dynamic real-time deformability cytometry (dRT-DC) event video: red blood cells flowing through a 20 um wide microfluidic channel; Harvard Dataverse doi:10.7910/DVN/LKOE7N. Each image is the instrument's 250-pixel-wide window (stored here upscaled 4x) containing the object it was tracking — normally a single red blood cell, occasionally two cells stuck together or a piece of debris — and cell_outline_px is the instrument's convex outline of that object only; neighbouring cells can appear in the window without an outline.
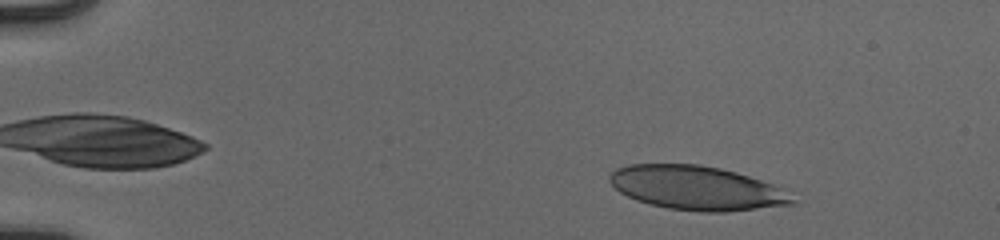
{"species": "human", "species_latin": "Homo sapiens", "temperature_condition": "cold", "stored_images_in_passage": 51, "camera_frame_rate_fps": 3000, "um_per_image_px": 0.085, "donor": {"sex": "male"}, "frame": {"image": 1, "passage_image": 6, "time_ms": 1.667, "image_size_px": [1000, 240], "cell_outline_px": [[796, 204], [728, 212], [700, 212], [668, 208], [636, 200], [620, 192], [608, 180], [608, 176], [616, 168], [628, 164], [700, 164], [720, 168], [736, 172], [772, 184], [780, 188], [796, 200]], "centroid_in_image_um": [59.21, 15.98], "position_along_channel_um": 25.8, "area_um2": 46.82}}
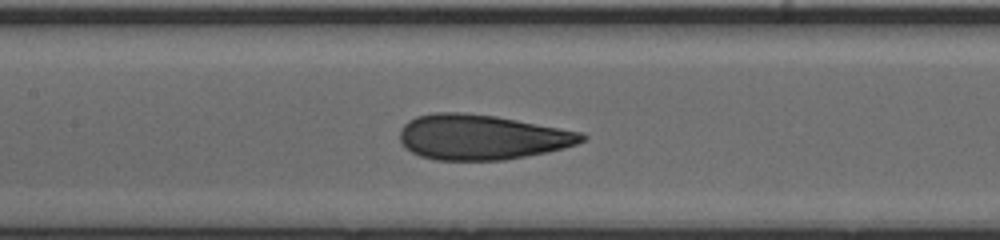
{"frame": {"image": 2, "passage_image": 25, "time_ms": 8.0, "image_size_px": [1000, 240], "cell_outline_px": [[588, 136], [584, 140], [576, 144], [564, 148], [504, 160], [436, 160], [420, 156], [404, 148], [400, 144], [400, 128], [408, 120], [416, 116], [436, 112], [460, 112], [496, 116], [580, 132]], "centroid_in_image_um": [40.87, 11.65], "position_along_channel_um": 166.5, "area_um2": 47.74}}
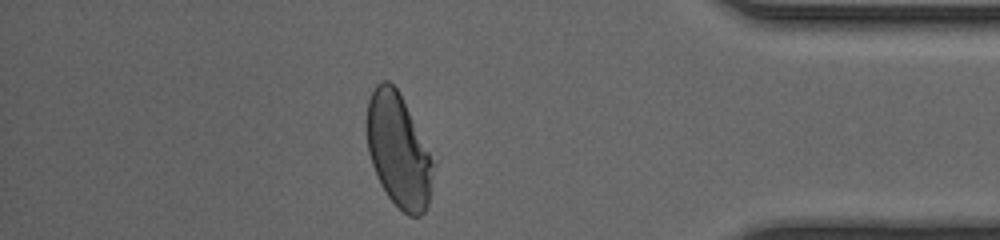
{"frame": {"image": 3, "passage_image": 45, "time_ms": 14.667, "image_size_px": [1000, 240], "cell_outline_px": [[432, 164], [428, 204], [424, 212], [420, 216], [408, 216], [388, 196], [380, 184], [372, 164], [368, 152], [368, 100], [376, 84], [384, 80], [388, 80], [396, 88], [428, 152]], "centroid_in_image_um": [33.82, 12.82], "position_along_channel_um": 401.4, "area_um2": 42.08}, "authors_computed_cell_mechanics": {"area_um2": 47.2804, "velocity_mm_per_s": 3.9257, "shape_relaxation_time_tau1_ms": 6.018, "shape_relaxation_time_tau2_ms": 0.8804, "deformation_change_tau1": 0.1867, "deformation_change_tau2": 0.0696}}